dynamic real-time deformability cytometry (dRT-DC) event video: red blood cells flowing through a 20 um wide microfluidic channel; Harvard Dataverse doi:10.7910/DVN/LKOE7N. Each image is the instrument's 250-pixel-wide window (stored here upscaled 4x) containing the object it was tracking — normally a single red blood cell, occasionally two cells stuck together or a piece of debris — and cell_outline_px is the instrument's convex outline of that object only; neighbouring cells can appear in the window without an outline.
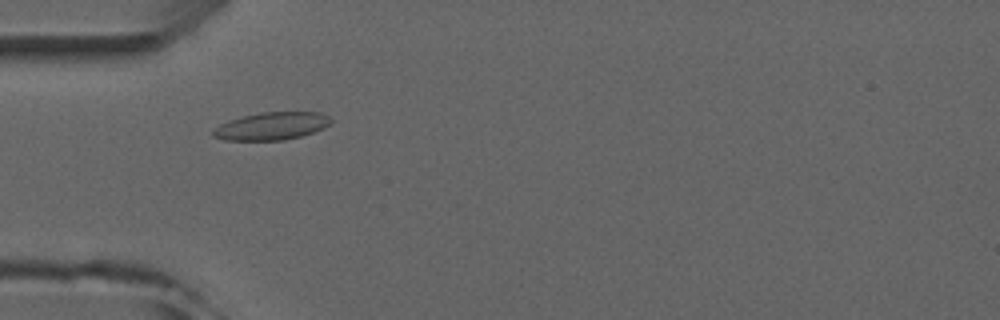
{"species": "common noctule bat (a hibernating species)", "species_latin": "Nyctalus noctula", "temperature_condition": "room temperature", "stored_images_in_passage": 5, "camera_frame_rate_fps": 3000, "um_per_image_px": 0.085, "animal": {"sex": "male", "forearm_length_mm": 52.5}, "frame": {"image": 1, "passage_image": 4, "time_ms": 3.667, "image_size_px": [1000, 320], "cell_outline_px": [[332, 124], [324, 128], [300, 136], [284, 140], [224, 140], [212, 136], [212, 132], [220, 124], [244, 116], [260, 112], [320, 112], [328, 116], [332, 120]], "centroid_in_image_um": [23.12, 10.71], "position_along_channel_um": 61.9, "area_um2": 18.84}}
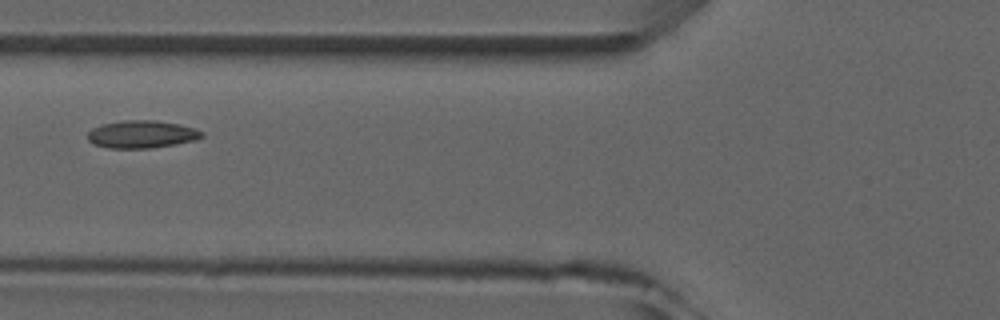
{"frame": {"image": 2, "passage_image": 5, "time_ms": 5.0, "image_size_px": [1000, 320], "cell_outline_px": [[204, 136], [196, 140], [176, 144], [152, 148], [108, 148], [96, 144], [88, 140], [88, 132], [92, 128], [100, 124], [124, 120], [156, 120], [180, 124], [196, 128], [204, 132]], "centroid_in_image_um": [12.08, 11.4], "position_along_channel_um": 113.7, "area_um2": 18.55}}